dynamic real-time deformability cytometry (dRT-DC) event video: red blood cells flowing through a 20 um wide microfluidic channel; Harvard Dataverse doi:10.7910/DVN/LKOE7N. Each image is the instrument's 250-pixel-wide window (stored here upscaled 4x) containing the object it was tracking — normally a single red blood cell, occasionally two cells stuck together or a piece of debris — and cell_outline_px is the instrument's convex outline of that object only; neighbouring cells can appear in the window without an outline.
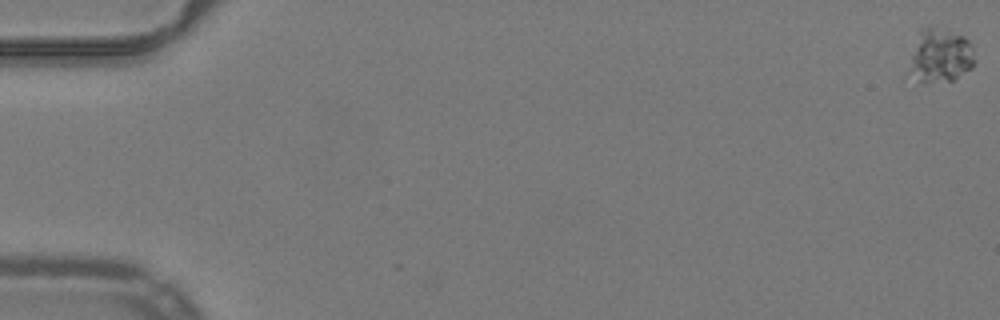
{"species": "common noctule bat (a hibernating species)", "species_latin": "Nyctalus noctula", "temperature_condition": "warm", "stored_images_in_passage": 54, "camera_frame_rate_fps": 3000, "um_per_image_px": 0.085, "animal": {"sex": "male", "body_mass_g": 19.2, "forearm_length_mm": 51.8}, "frame": {"image": 1, "passage_image": 1, "time_ms": 0.0, "image_size_px": [1000, 320], "cell_outline_px": [[972, 68], [952, 80], [920, 80], [904, 76], [920, 28], [932, 28], [964, 36], [972, 44]], "centroid_in_image_um": [79.85, 4.75], "position_along_channel_um": 5.2, "area_um2": 20.06}}
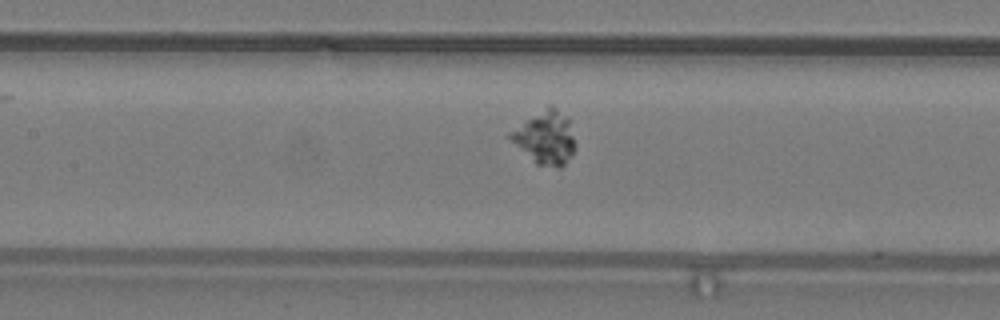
{"frame": {"image": 2, "passage_image": 26, "time_ms": 8.333, "image_size_px": [1000, 320], "cell_outline_px": [[576, 148], [572, 156], [560, 168], [556, 168], [536, 164], [504, 136], [508, 132], [524, 120], [548, 104], [552, 104], [568, 116], [576, 144]], "centroid_in_image_um": [46.34, 11.67], "position_along_channel_um": 161.1, "area_um2": 20.87}}
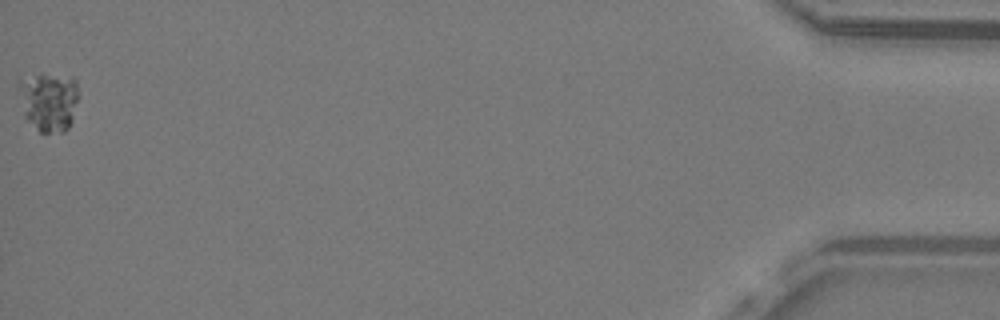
{"frame": {"image": 3, "passage_image": 54, "time_ms": 17.667, "image_size_px": [1000, 320], "cell_outline_px": [[80, 96], [72, 120], [68, 128], [64, 132], [40, 132], [24, 116], [20, 88], [20, 80], [36, 76], [72, 76], [76, 80]], "centroid_in_image_um": [4.23, 8.65], "position_along_channel_um": 431.0, "area_um2": 20.17}}